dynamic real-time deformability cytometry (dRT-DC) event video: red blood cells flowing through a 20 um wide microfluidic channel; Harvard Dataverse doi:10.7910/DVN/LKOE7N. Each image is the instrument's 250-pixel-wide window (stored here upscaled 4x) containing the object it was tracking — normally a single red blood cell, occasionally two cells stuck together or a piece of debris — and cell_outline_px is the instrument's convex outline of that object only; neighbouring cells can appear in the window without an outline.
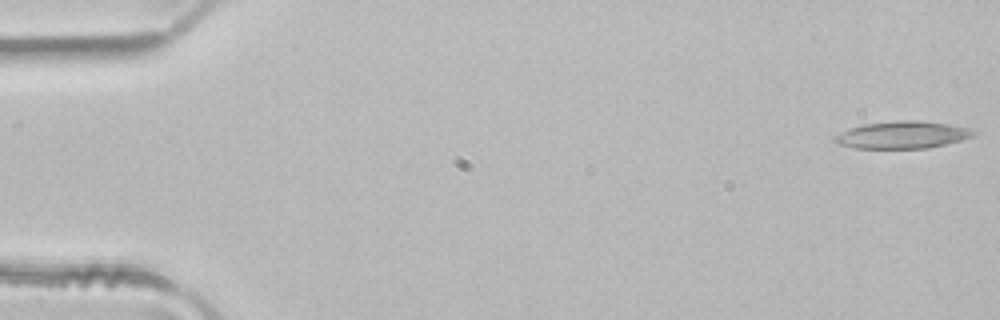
{"species": "common noctule bat (a hibernating species)", "species_latin": "Nyctalus noctula", "temperature_condition": "room temperature", "stored_images_in_passage": 49, "camera_frame_rate_fps": 3000, "um_per_image_px": 0.085, "animal": {"sex": "male", "body_mass_g": 21.5, "forearm_length_mm": 52.0}, "frame": {"image": 1, "passage_image": 1, "time_ms": 0.0, "image_size_px": [1000, 320], "cell_outline_px": [[976, 132], [972, 136], [960, 140], [928, 148], [852, 148], [836, 144], [832, 140], [836, 136], [852, 128], [864, 124], [896, 120], [920, 120], [948, 124], [968, 128]], "centroid_in_image_um": [76.68, 11.46], "position_along_channel_um": 8.3, "area_um2": 21.79}}
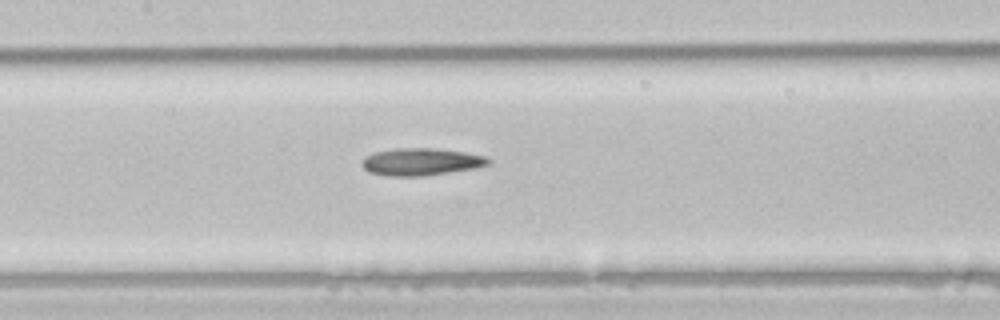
{"frame": {"image": 2, "passage_image": 23, "time_ms": 7.333, "image_size_px": [1000, 320], "cell_outline_px": [[492, 160], [488, 164], [476, 168], [424, 176], [388, 176], [368, 172], [360, 164], [360, 160], [364, 156], [372, 152], [396, 148], [436, 148], [464, 152], [488, 156]], "centroid_in_image_um": [35.76, 13.75], "position_along_channel_um": 171.6, "area_um2": 20.46}}
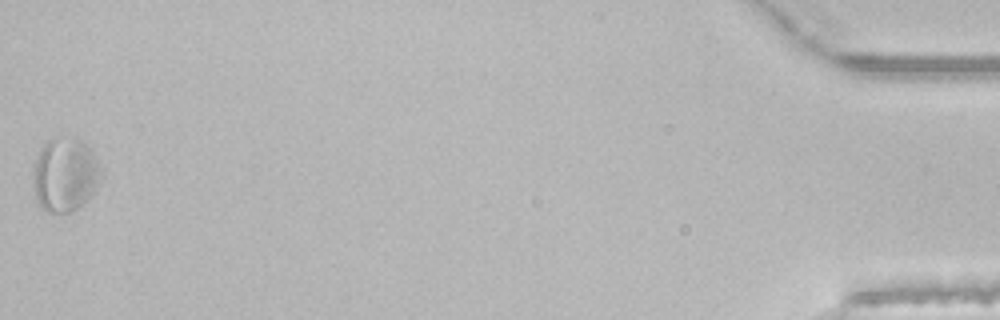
{"frame": {"image": 3, "passage_image": 49, "time_ms": 16.0, "image_size_px": [1000, 320], "cell_outline_px": [[104, 176], [96, 192], [92, 196], [76, 208], [68, 212], [48, 212], [40, 204], [36, 196], [36, 160], [44, 144], [48, 140], [64, 136], [72, 136], [84, 140], [104, 168]], "centroid_in_image_um": [5.67, 14.8], "position_along_channel_um": 429.5, "area_um2": 29.25}}